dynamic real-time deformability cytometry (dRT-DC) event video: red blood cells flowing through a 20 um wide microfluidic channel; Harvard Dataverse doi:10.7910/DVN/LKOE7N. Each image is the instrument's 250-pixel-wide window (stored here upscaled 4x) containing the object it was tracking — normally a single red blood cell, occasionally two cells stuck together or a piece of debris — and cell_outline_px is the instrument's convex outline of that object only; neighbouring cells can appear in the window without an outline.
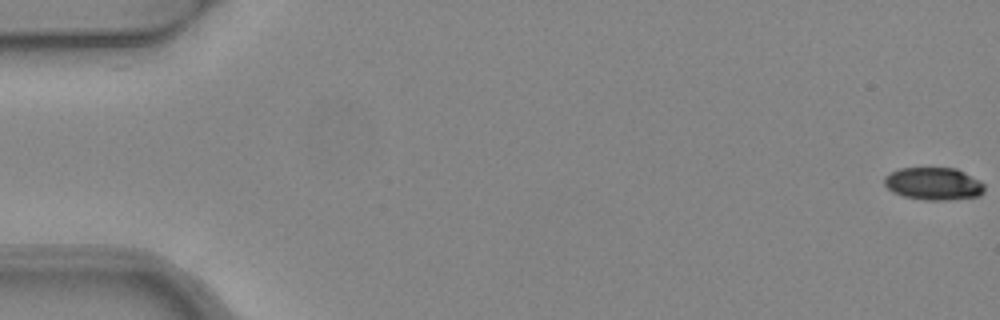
{"species": "common noctule bat (a hibernating species)", "species_latin": "Nyctalus noctula", "temperature_condition": "warm", "stored_images_in_passage": 6, "camera_frame_rate_fps": 3000, "um_per_image_px": 0.085, "animal": {"sex": "female", "body_mass_g": 24.6, "forearm_length_mm": 56.2}, "frame": {"image": 1, "passage_image": 1, "time_ms": 0.0, "image_size_px": [1000, 320], "cell_outline_px": [[984, 192], [980, 196], [948, 200], [924, 200], [904, 196], [892, 192], [884, 184], [884, 176], [900, 168], [956, 168], [980, 180], [984, 184]], "centroid_in_image_um": [79.37, 15.62], "position_along_channel_um": 5.6, "area_um2": 19.07}}
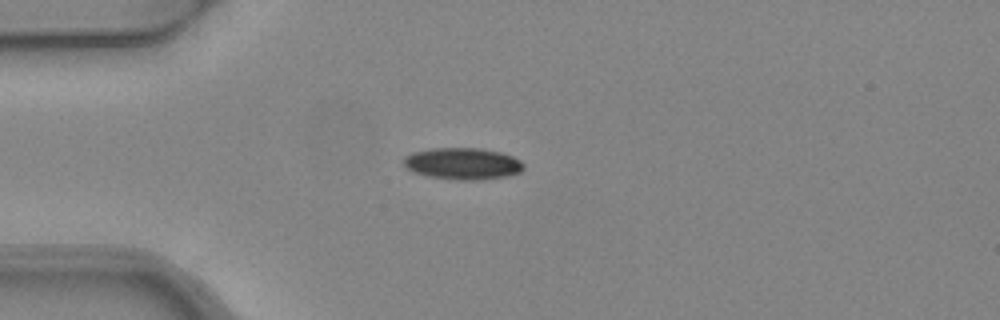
{"frame": {"image": 2, "passage_image": 5, "time_ms": 1.333, "image_size_px": [1000, 320], "cell_outline_px": [[524, 168], [520, 172], [508, 176], [476, 180], [460, 180], [432, 176], [416, 172], [408, 168], [404, 164], [404, 156], [412, 152], [432, 148], [480, 148], [500, 152], [512, 156], [520, 160], [524, 164]], "centroid_in_image_um": [39.37, 13.89], "position_along_channel_um": 45.6, "area_um2": 21.96}}
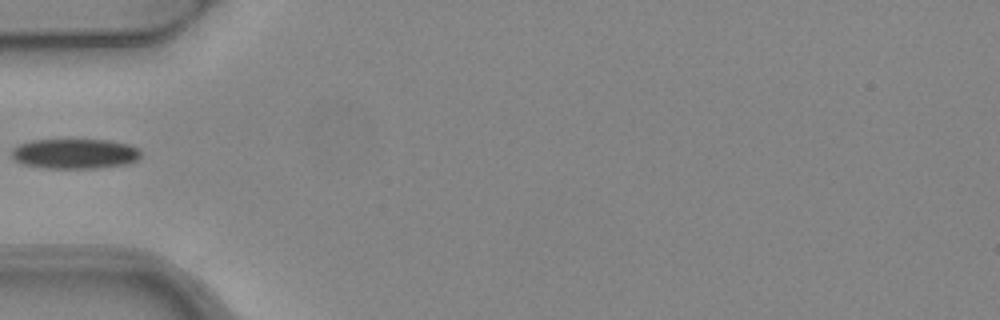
{"frame": {"image": 3, "passage_image": 6, "time_ms": 1.667, "image_size_px": [1000, 320], "cell_outline_px": [[140, 156], [136, 160], [124, 164], [96, 168], [48, 168], [24, 164], [16, 160], [12, 156], [12, 148], [20, 144], [32, 140], [112, 140], [128, 144], [136, 148], [140, 152]], "centroid_in_image_um": [6.35, 13.06], "position_along_channel_um": 78.6, "area_um2": 22.31}}